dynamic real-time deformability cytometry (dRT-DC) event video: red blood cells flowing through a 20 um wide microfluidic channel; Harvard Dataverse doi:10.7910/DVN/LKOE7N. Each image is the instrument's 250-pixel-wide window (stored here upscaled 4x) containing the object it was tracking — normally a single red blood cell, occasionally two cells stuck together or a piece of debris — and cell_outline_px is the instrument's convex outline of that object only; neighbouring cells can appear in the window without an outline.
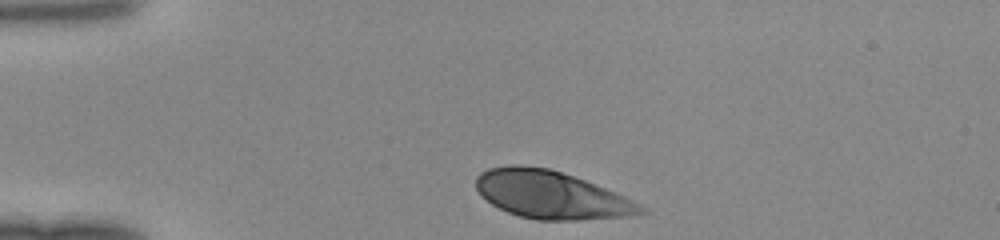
{"species": "human", "species_latin": "Homo sapiens", "temperature_condition": "room temperature", "stored_images_in_passage": 29, "camera_frame_rate_fps": 3000, "um_per_image_px": 0.085, "donor": {"sex": "female"}, "frame": {"image": 1, "passage_image": 1, "time_ms": 0.0, "image_size_px": [1000, 240], "cell_outline_px": [[648, 212], [628, 216], [580, 220], [536, 220], [520, 216], [508, 212], [492, 204], [476, 188], [476, 176], [480, 172], [488, 168], [508, 164], [516, 164], [548, 168], [584, 180], [616, 192], [648, 208]], "centroid_in_image_um": [46.85, 16.56], "position_along_channel_um": 38.1, "area_um2": 45.72}}
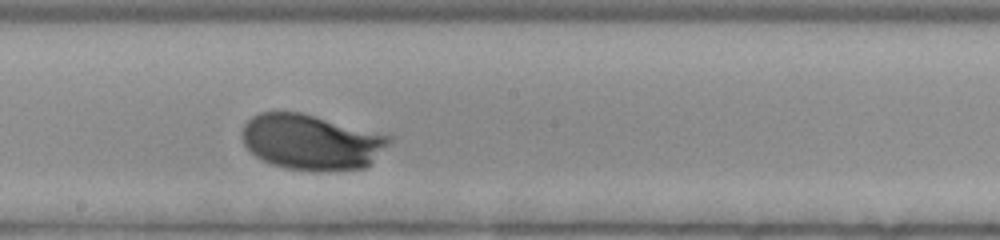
{"frame": {"image": 2, "passage_image": 17, "time_ms": 5.333, "image_size_px": [1000, 240], "cell_outline_px": [[392, 140], [364, 168], [328, 172], [316, 172], [288, 168], [272, 164], [260, 160], [244, 144], [240, 136], [244, 124], [252, 116], [260, 112], [300, 112], [316, 116], [392, 136]], "centroid_in_image_um": [26.42, 12.08], "position_along_channel_um": 221.8, "area_um2": 47.51}}
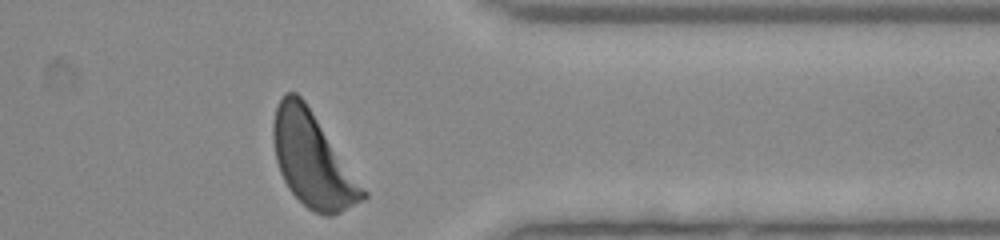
{"frame": {"image": 3, "passage_image": 29, "time_ms": 9.333, "image_size_px": [1000, 240], "cell_outline_px": [[368, 196], [364, 200], [332, 216], [324, 216], [308, 208], [288, 188], [280, 172], [276, 160], [272, 136], [272, 124], [276, 104], [284, 92], [296, 92], [304, 100], [368, 192]], "centroid_in_image_um": [26.55, 13.58], "position_along_channel_um": 384.8, "area_um2": 48.9}}